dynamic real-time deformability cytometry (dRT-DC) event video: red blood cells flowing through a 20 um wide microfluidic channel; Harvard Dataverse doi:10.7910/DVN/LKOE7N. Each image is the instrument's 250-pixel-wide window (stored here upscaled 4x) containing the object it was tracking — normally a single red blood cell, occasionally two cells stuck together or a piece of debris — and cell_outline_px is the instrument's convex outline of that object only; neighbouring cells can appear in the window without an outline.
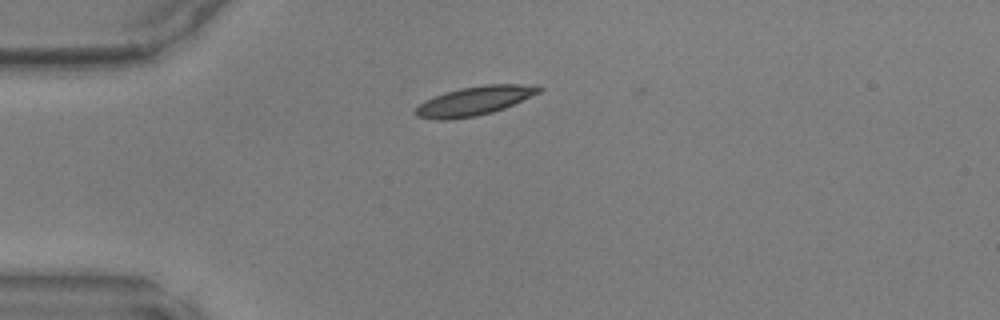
{"species": "common noctule bat (a hibernating species)", "species_latin": "Nyctalus noctula", "temperature_condition": "warm", "stored_images_in_passage": 37, "camera_frame_rate_fps": 3000, "um_per_image_px": 0.085, "animal": {"sex": "male", "body_mass_g": 17.9, "forearm_length_mm": 54.2}, "frame": {"image": 1, "passage_image": 2, "time_ms": 0.333, "image_size_px": [1000, 320], "cell_outline_px": [[544, 88], [540, 92], [504, 108], [492, 112], [476, 116], [448, 120], [436, 120], [416, 116], [412, 112], [424, 100], [444, 92], [460, 88], [484, 84], [540, 84]], "centroid_in_image_um": [40.33, 8.56], "position_along_channel_um": 44.7, "area_um2": 21.1}}
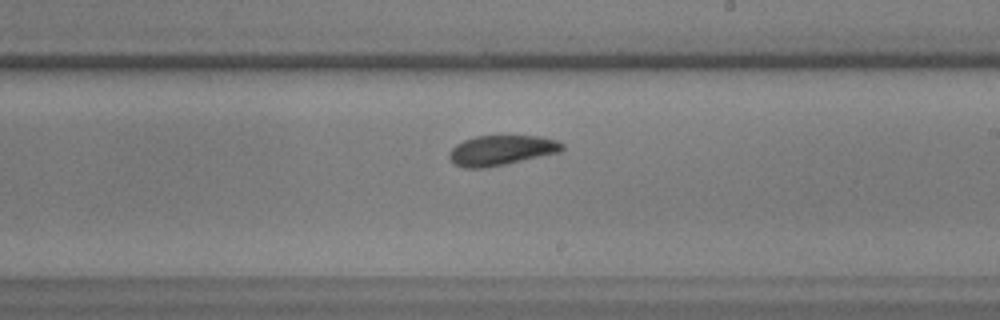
{"frame": {"image": 2, "passage_image": 18, "time_ms": 5.667, "image_size_px": [1000, 320], "cell_outline_px": [[564, 148], [560, 152], [504, 164], [484, 168], [464, 168], [452, 164], [448, 160], [448, 152], [456, 144], [464, 140], [476, 136], [540, 136], [556, 140], [564, 144]], "centroid_in_image_um": [42.56, 12.78], "position_along_channel_um": 246.4, "area_um2": 19.83}}
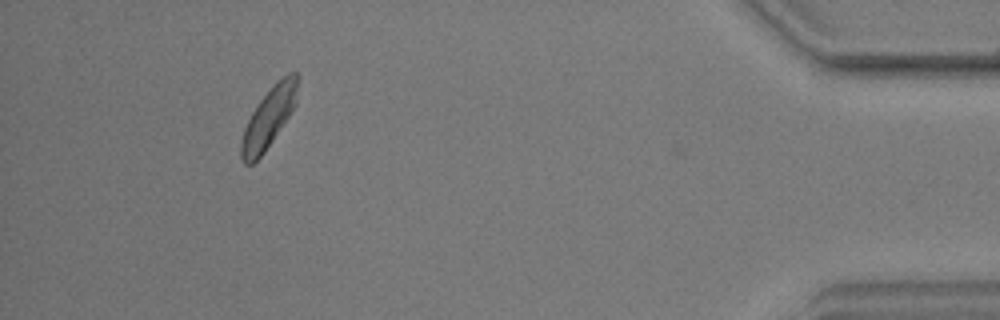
{"frame": {"image": 3, "passage_image": 34, "time_ms": 11.0, "image_size_px": [1000, 320], "cell_outline_px": [[300, 80], [296, 104], [264, 152], [252, 164], [244, 164], [240, 156], [240, 140], [244, 128], [256, 104], [272, 84], [276, 80], [288, 72], [296, 72], [300, 76]], "centroid_in_image_um": [22.86, 9.92], "position_along_channel_um": 412.3, "area_um2": 20.0}}